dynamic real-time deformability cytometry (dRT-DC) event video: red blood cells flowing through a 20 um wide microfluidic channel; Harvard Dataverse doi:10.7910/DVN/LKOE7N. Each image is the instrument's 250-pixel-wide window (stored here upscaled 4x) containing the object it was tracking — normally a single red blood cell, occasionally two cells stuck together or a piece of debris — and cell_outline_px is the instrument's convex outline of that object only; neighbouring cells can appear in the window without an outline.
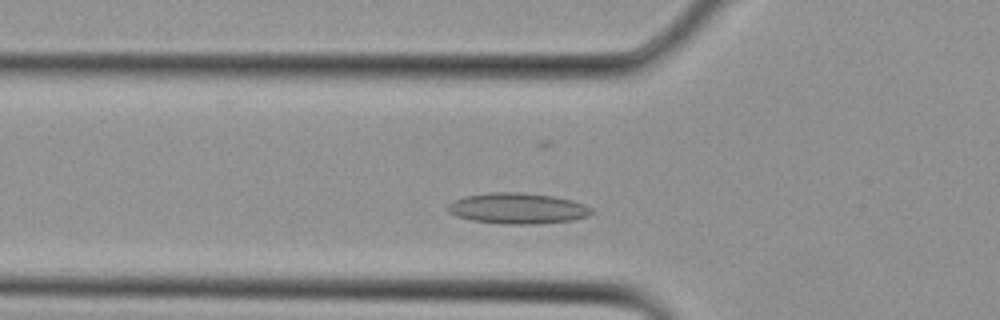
{"species": "Egyptian fruit bat (a non-hibernating species)", "species_latin": "Rousettus aegyptiacus", "temperature_condition": "cold", "stored_images_in_passage": 23, "camera_frame_rate_fps": 3000, "um_per_image_px": 0.085, "animal": {"sex": "female"}, "frame": {"image": 1, "passage_image": 2, "time_ms": 0.333, "image_size_px": [1000, 320], "cell_outline_px": [[592, 212], [588, 216], [572, 220], [532, 224], [504, 224], [472, 220], [456, 216], [448, 212], [448, 204], [452, 200], [464, 196], [492, 192], [516, 192], [552, 196], [572, 200], [584, 204], [592, 208]], "centroid_in_image_um": [43.97, 17.71], "position_along_channel_um": 81.8, "area_um2": 25.72}}
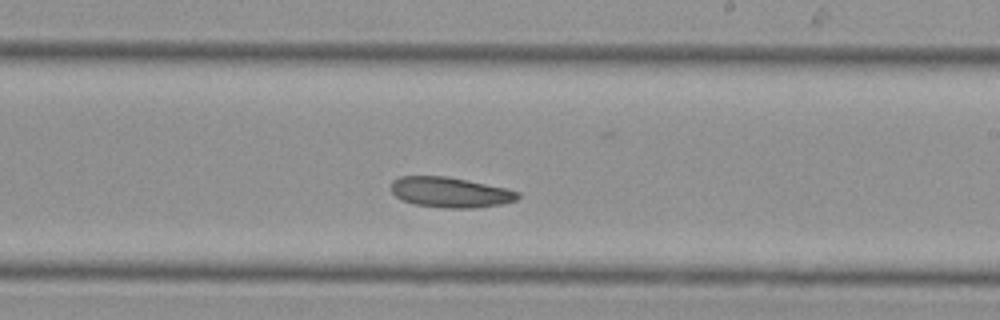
{"frame": {"image": 2, "passage_image": 10, "time_ms": 3.0, "image_size_px": [1000, 320], "cell_outline_px": [[520, 196], [516, 200], [504, 204], [472, 208], [448, 208], [416, 204], [404, 200], [396, 196], [392, 192], [392, 180], [400, 176], [448, 176], [508, 188], [520, 192]], "centroid_in_image_um": [38.32, 16.33], "position_along_channel_um": 250.7, "area_um2": 22.43}}
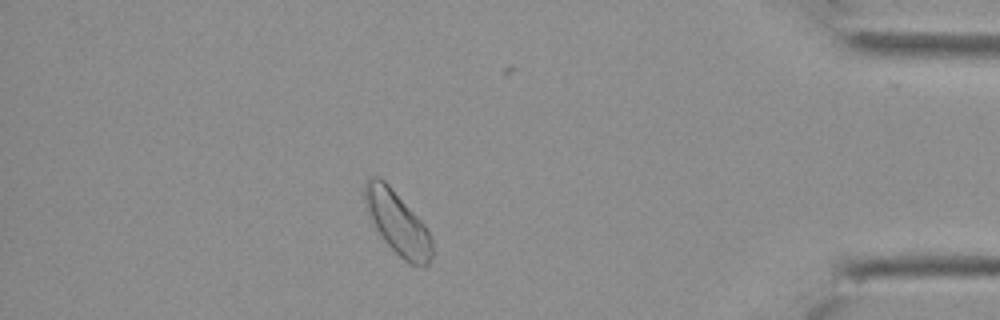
{"frame": {"image": 3, "passage_image": 19, "time_ms": 6.0, "image_size_px": [1000, 320], "cell_outline_px": [[432, 260], [428, 268], [424, 268], [408, 264], [384, 240], [376, 228], [368, 208], [364, 196], [364, 180], [368, 176], [376, 176], [384, 180], [388, 184], [424, 224], [432, 240]], "centroid_in_image_um": [33.82, 18.98], "position_along_channel_um": 401.4, "area_um2": 24.45}}